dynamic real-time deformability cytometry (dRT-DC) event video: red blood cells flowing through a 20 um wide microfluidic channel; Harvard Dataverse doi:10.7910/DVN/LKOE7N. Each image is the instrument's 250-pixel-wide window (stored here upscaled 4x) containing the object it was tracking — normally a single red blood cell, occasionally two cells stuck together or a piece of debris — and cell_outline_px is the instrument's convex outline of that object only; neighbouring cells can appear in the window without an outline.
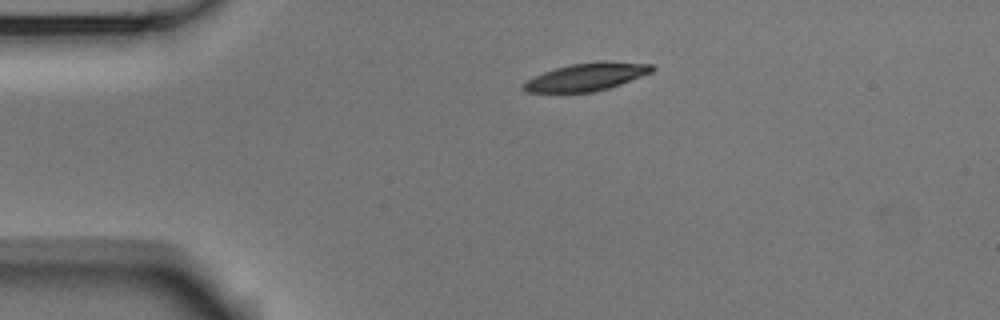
{"species": "Egyptian fruit bat (a non-hibernating species)", "species_latin": "Rousettus aegyptiacus", "temperature_condition": "room temperature", "stored_images_in_passage": 44, "camera_frame_rate_fps": 3000, "um_per_image_px": 0.085, "animal": {"sex": "male"}, "frame": {"image": 1, "passage_image": 1, "time_ms": 0.0, "image_size_px": [1000, 320], "cell_outline_px": [[656, 68], [652, 72], [620, 84], [608, 88], [592, 92], [528, 92], [520, 88], [520, 84], [544, 72], [556, 68], [572, 64], [600, 60], [604, 60], [652, 64]], "centroid_in_image_um": [49.87, 6.52], "position_along_channel_um": 35.1, "area_um2": 20.75}}
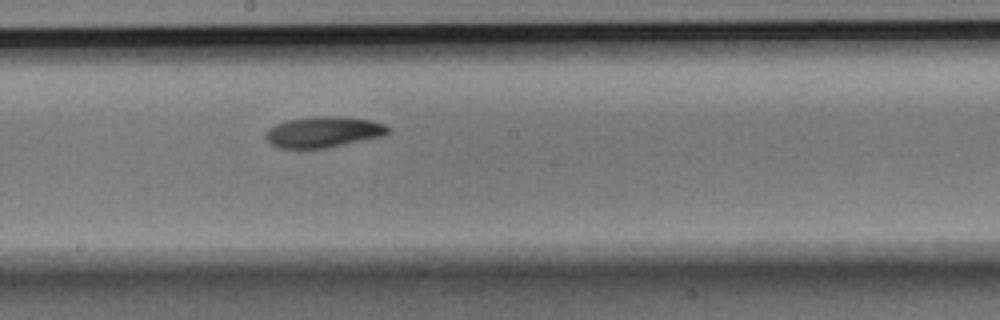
{"frame": {"image": 2, "passage_image": 19, "time_ms": 6.0, "image_size_px": [1000, 320], "cell_outline_px": [[388, 132], [384, 136], [328, 148], [276, 148], [264, 136], [268, 128], [276, 124], [288, 120], [308, 116], [344, 116], [372, 120], [384, 124], [388, 128]], "centroid_in_image_um": [27.49, 11.21], "position_along_channel_um": 220.7, "area_um2": 22.25}}
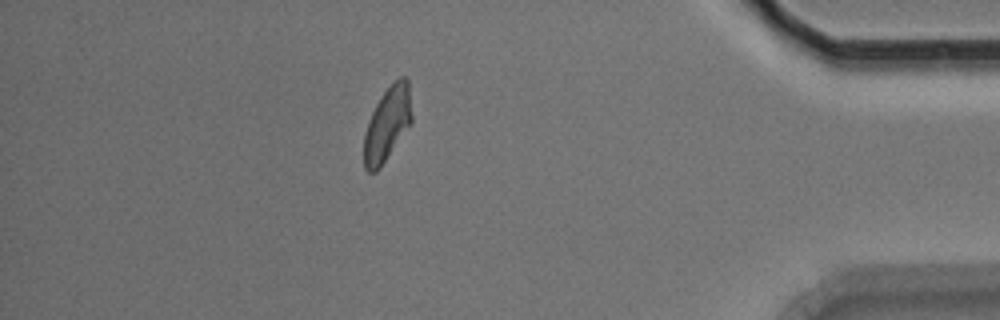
{"frame": {"image": 3, "passage_image": 37, "time_ms": 12.0, "image_size_px": [1000, 320], "cell_outline_px": [[412, 124], [380, 168], [376, 172], [368, 172], [364, 168], [364, 136], [372, 112], [376, 104], [384, 92], [400, 76], [404, 76], [408, 80], [412, 116]], "centroid_in_image_um": [32.94, 10.57], "position_along_channel_um": 402.3, "area_um2": 20.58}, "authors_computed_cell_mechanics": {"area_um2": 21.5594, "velocity_mm_per_s": 3.7239, "shape_relaxation_time_tau1_ms": 5.2878, "shape_relaxation_time_tau2_ms": null, "deformation_change_tau1": 0.1454, "deformation_change_tau2": null}}